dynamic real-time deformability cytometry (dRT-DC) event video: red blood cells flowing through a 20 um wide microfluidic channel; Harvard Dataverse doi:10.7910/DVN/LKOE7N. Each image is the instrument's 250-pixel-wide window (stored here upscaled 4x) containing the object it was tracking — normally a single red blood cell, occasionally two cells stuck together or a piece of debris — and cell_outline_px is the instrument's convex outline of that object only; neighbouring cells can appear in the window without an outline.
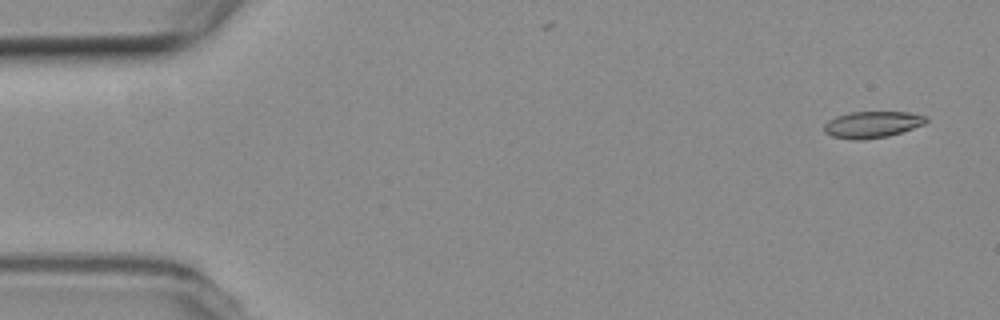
{"species": "common noctule bat (a hibernating species)", "species_latin": "Nyctalus noctula", "temperature_condition": "room temperature", "stored_images_in_passage": 6, "segment_of_instrument_passage": [1, 2], "camera_frame_rate_fps": 3000, "um_per_image_px": 0.085, "animal": {"sex": "female", "body_mass_g": 19.3, "forearm_length_mm": 54.1}, "frame": {"image": 1, "passage_image": 1, "time_ms": 0.0, "image_size_px": [1000, 320], "cell_outline_px": [[928, 120], [924, 124], [888, 136], [864, 140], [852, 140], [832, 136], [824, 132], [824, 124], [828, 120], [836, 116], [852, 112], [908, 112], [928, 116]], "centroid_in_image_um": [74.12, 10.58], "position_along_channel_um": 10.9, "area_um2": 15.78}}
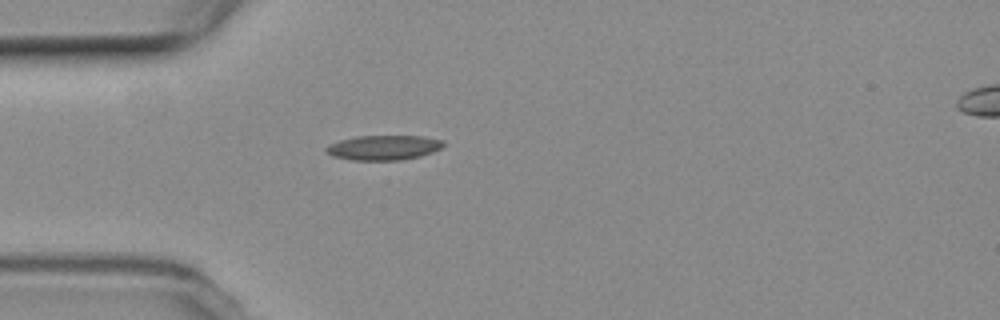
{"frame": {"image": 2, "passage_image": 5, "time_ms": 4.333, "image_size_px": [1000, 320], "cell_outline_px": [[444, 144], [440, 148], [432, 152], [420, 156], [404, 160], [352, 160], [332, 156], [324, 152], [324, 148], [328, 144], [340, 140], [356, 136], [424, 136], [444, 140]], "centroid_in_image_um": [32.57, 12.54], "position_along_channel_um": 52.4, "area_um2": 17.11}}